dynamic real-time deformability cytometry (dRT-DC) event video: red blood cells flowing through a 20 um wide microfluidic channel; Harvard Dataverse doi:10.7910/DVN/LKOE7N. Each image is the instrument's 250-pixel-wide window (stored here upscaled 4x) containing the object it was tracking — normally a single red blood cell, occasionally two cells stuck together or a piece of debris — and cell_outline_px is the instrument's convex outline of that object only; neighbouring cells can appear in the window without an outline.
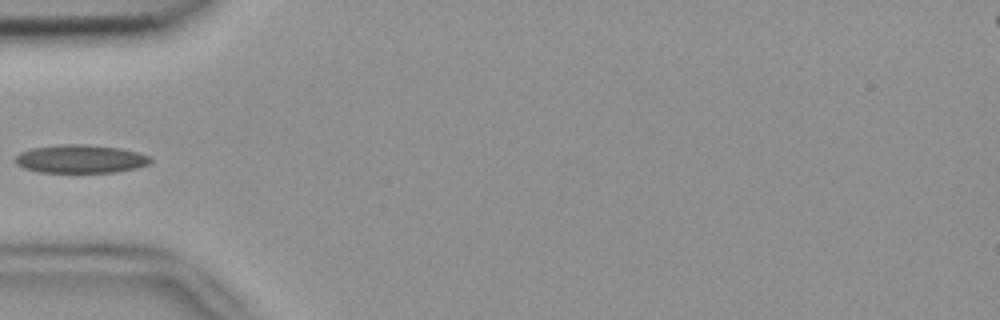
{"species": "common noctule bat (a hibernating species)", "species_latin": "Nyctalus noctula", "temperature_condition": "room temperature", "stored_images_in_passage": 6, "camera_frame_rate_fps": 3000, "um_per_image_px": 0.085, "animal": {"sex": "female", "body_mass_g": 18.4}, "frame": {"image": 1, "passage_image": 1, "time_ms": 0.0, "image_size_px": [1000, 320], "cell_outline_px": [[152, 160], [148, 164], [136, 168], [116, 172], [40, 172], [24, 168], [16, 164], [16, 156], [20, 152], [32, 148], [64, 144], [88, 144], [120, 148], [136, 152], [148, 156]], "centroid_in_image_um": [6.84, 13.5], "position_along_channel_um": 78.2, "area_um2": 22.14}}